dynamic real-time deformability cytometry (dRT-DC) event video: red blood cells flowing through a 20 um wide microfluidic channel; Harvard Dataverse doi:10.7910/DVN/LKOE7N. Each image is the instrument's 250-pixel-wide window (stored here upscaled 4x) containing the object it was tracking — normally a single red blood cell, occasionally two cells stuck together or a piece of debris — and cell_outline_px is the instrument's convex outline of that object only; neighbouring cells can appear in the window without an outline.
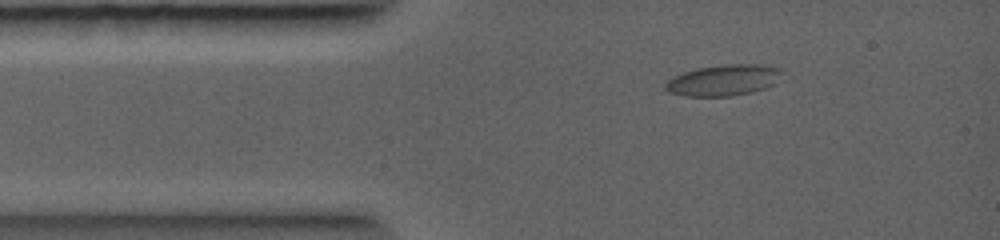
{"species": "common noctule bat (a hibernating species)", "species_latin": "Nyctalus noctula", "temperature_condition": "warm", "stored_images_in_passage": 2, "camera_frame_rate_fps": 5000, "um_per_image_px": 0.085, "animal": {"sex": "female", "body_mass_g": 19.0, "forearm_length_mm": 56.7}, "frame": {"image": 1, "passage_image": 1, "time_ms": 0.0, "image_size_px": [1000, 240], "cell_outline_px": [[780, 72], [776, 84], [752, 92], [732, 96], [684, 96], [668, 92], [664, 88], [664, 84], [672, 76], [696, 68], [720, 64], [764, 64], [780, 68]], "centroid_in_image_um": [61.46, 6.81], "position_along_channel_um": 23.5, "area_um2": 21.33}}